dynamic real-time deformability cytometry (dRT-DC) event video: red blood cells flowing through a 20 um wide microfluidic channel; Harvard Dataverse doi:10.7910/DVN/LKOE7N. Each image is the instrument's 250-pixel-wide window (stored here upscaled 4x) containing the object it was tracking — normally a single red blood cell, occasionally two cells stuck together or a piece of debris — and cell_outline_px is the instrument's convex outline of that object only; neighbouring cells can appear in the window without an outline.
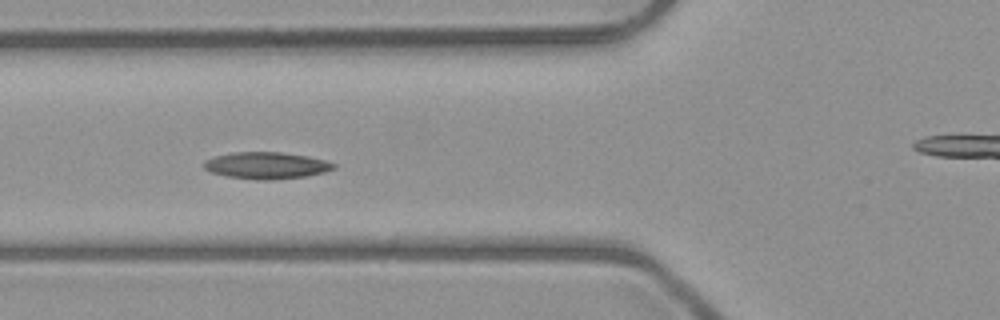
{"species": "common noctule bat (a hibernating species)", "species_latin": "Nyctalus noctula", "temperature_condition": "room temperature", "stored_images_in_passage": 8, "camera_frame_rate_fps": 3000, "um_per_image_px": 0.085, "animal": {"sex": "male", "body_mass_g": 23.1, "forearm_length_mm": 52.7}, "frame": {"image": 1, "passage_image": 6, "time_ms": 5.667, "image_size_px": [1000, 320], "cell_outline_px": [[336, 168], [324, 172], [308, 176], [272, 180], [256, 180], [224, 176], [212, 172], [204, 168], [204, 160], [216, 156], [232, 152], [280, 152], [308, 156], [324, 160], [336, 164]], "centroid_in_image_um": [22.65, 14.07], "position_along_channel_um": 103.2, "area_um2": 20.35}}
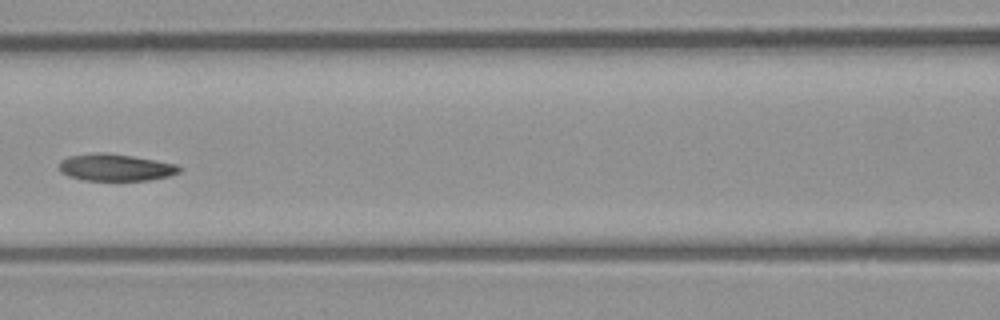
{"frame": {"image": 2, "passage_image": 7, "time_ms": 7.0, "image_size_px": [1000, 320], "cell_outline_px": [[184, 168], [180, 172], [168, 176], [148, 180], [84, 180], [68, 176], [60, 172], [60, 160], [68, 156], [96, 152], [104, 152], [132, 156], [156, 160], [176, 164]], "centroid_in_image_um": [9.82, 14.22], "position_along_channel_um": 156.8, "area_um2": 18.96}}
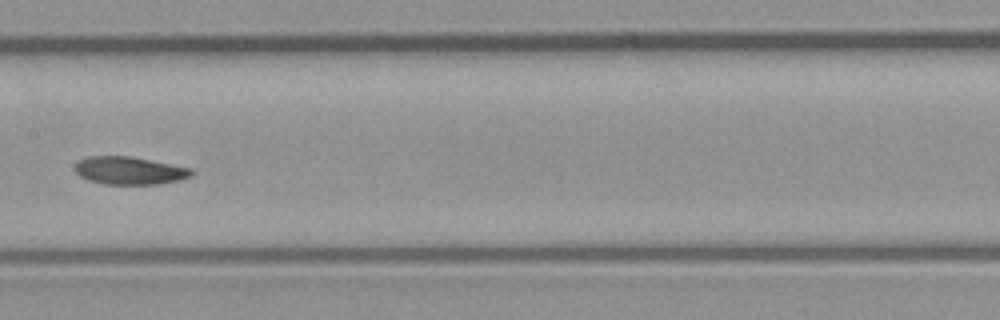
{"frame": {"image": 3, "passage_image": 8, "time_ms": 8.0, "image_size_px": [1000, 320], "cell_outline_px": [[196, 172], [192, 176], [180, 180], [160, 184], [104, 184], [88, 180], [80, 176], [76, 172], [76, 164], [80, 160], [88, 156], [132, 156], [192, 168]], "centroid_in_image_um": [11.07, 14.5], "position_along_channel_um": 196.3, "area_um2": 19.02}}